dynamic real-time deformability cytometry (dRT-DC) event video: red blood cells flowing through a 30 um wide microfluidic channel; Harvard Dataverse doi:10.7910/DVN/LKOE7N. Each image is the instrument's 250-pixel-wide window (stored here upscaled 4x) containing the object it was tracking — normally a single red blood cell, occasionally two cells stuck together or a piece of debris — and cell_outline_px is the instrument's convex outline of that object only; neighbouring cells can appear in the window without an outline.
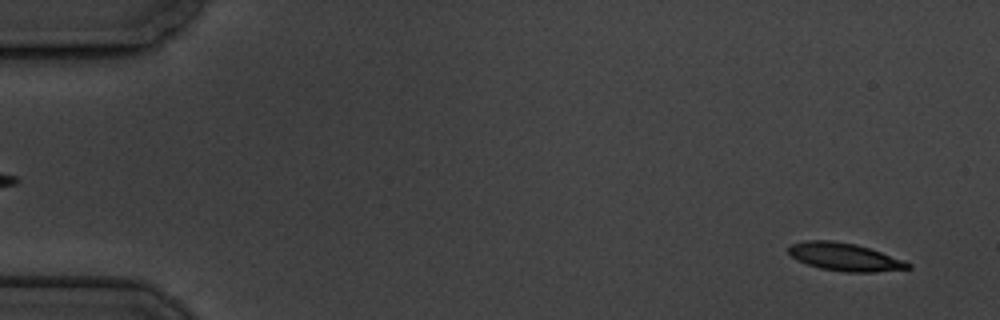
{"species": "common noctule bat (a hibernating species)", "species_latin": "Nyctalus noctula", "temperature_condition": "cold", "stored_images_in_passage": 5, "segment_of_instrument_passage": [2, 2], "camera_frame_rate_fps": 3000, "um_per_image_px": 0.085, "animal": {"sex": "male", "body_mass_g": 19.5, "forearm_length_mm": 54.6}, "frame": {"image": 1, "passage_image": 5, "time_ms": 5.667, "image_size_px": [1000, 320], "cell_outline_px": [[912, 268], [872, 272], [848, 272], [820, 268], [796, 260], [788, 252], [788, 248], [792, 244], [804, 240], [832, 240], [856, 244], [904, 260], [912, 264]], "centroid_in_image_um": [71.79, 21.83], "position_along_channel_um": 13.2, "area_um2": 19.25}}